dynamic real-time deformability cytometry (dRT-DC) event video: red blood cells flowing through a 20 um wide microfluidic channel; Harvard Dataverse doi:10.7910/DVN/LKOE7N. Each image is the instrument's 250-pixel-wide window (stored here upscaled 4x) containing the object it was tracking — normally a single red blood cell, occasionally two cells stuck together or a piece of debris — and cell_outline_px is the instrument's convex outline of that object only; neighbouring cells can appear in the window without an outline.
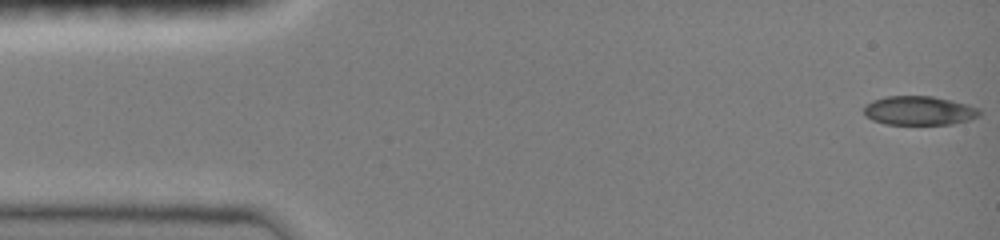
{"species": "common noctule bat (a hibernating species)", "species_latin": "Nyctalus noctula", "temperature_condition": "room temperature", "stored_images_in_passage": 47, "camera_frame_rate_fps": 3000, "um_per_image_px": 0.085, "animal": {"sex": "female", "body_mass_g": 19.0, "forearm_length_mm": 51.5}, "frame": {"image": 1, "passage_image": 1, "time_ms": 0.0, "image_size_px": [1000, 240], "cell_outline_px": [[980, 116], [968, 120], [952, 124], [884, 124], [872, 120], [864, 116], [864, 108], [872, 100], [884, 96], [932, 96], [952, 100], [968, 104], [980, 108]], "centroid_in_image_um": [78.13, 9.4], "position_along_channel_um": 6.9, "area_um2": 19.71}}
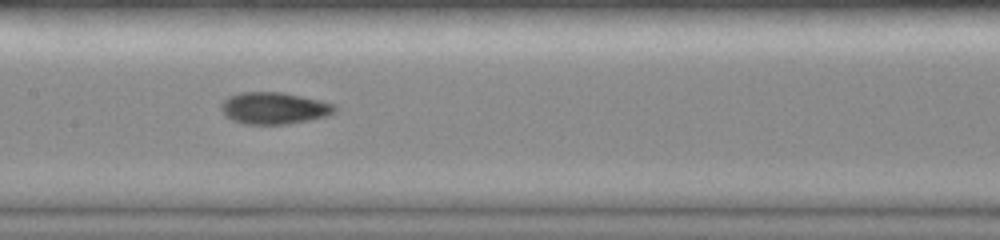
{"frame": {"image": 2, "passage_image": 25, "time_ms": 7.333, "image_size_px": [1000, 240], "cell_outline_px": [[336, 112], [328, 116], [288, 124], [244, 124], [232, 120], [224, 116], [220, 108], [220, 104], [228, 96], [240, 92], [280, 92], [320, 100], [336, 104]], "centroid_in_image_um": [23.28, 9.2], "position_along_channel_um": 184.1, "area_um2": 21.27}}
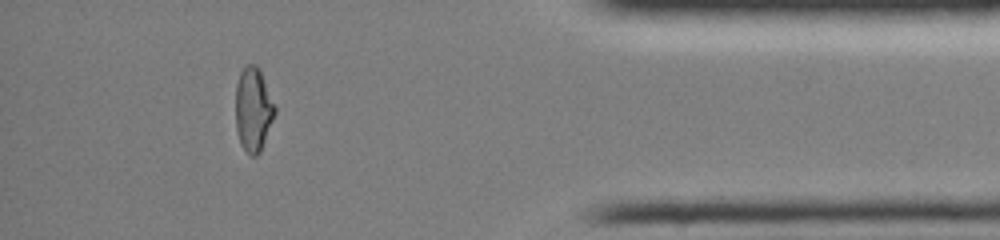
{"frame": {"image": 3, "passage_image": 41, "time_ms": 13.667, "image_size_px": [1000, 240], "cell_outline_px": [[276, 112], [260, 152], [256, 156], [248, 156], [240, 144], [236, 128], [236, 84], [240, 72], [248, 64], [256, 64], [260, 68], [276, 108]], "centroid_in_image_um": [21.52, 9.31], "position_along_channel_um": 413.7, "area_um2": 19.36}, "authors_computed_cell_mechanics": {"area_um2": 19.9988, "velocity_mm_per_s": 4.06, "shape_relaxation_time_tau1_ms": null, "shape_relaxation_time_tau2_ms": 1.3971, "deformation_change_tau1": null, "deformation_change_tau2": 0.0576}}